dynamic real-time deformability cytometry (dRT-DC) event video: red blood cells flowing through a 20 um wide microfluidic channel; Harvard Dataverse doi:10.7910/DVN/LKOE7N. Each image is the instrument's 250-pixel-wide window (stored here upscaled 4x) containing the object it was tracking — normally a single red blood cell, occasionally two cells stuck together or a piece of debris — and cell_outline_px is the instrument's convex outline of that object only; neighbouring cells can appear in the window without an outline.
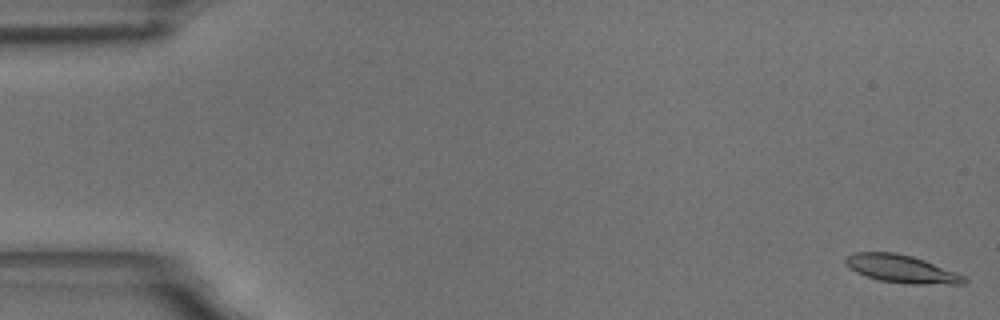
{"species": "common noctule bat (a hibernating species)", "species_latin": "Nyctalus noctula", "temperature_condition": "room temperature", "stored_images_in_passage": 60, "camera_frame_rate_fps": 3000, "um_per_image_px": 0.085, "animal": {"sex": "male", "body_mass_g": 18.8}, "frame": {"image": 1, "passage_image": 1, "time_ms": 0.0, "image_size_px": [1000, 320], "cell_outline_px": [[968, 280], [964, 284], [908, 284], [876, 280], [864, 276], [848, 268], [844, 264], [844, 260], [848, 256], [856, 252], [892, 252], [912, 256], [924, 260], [956, 272], [964, 276]], "centroid_in_image_um": [76.59, 22.87], "position_along_channel_um": 8.4, "area_um2": 19.36}}
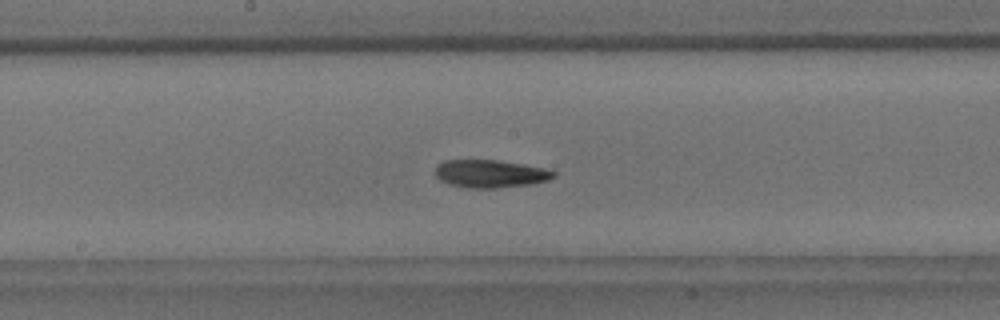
{"frame": {"image": 2, "passage_image": 31, "time_ms": 10.0, "image_size_px": [1000, 320], "cell_outline_px": [[556, 176], [548, 180], [532, 184], [496, 188], [468, 188], [448, 184], [440, 180], [436, 176], [436, 164], [444, 160], [496, 160], [524, 164], [544, 168], [556, 172]], "centroid_in_image_um": [41.67, 14.77], "position_along_channel_um": 206.5, "area_um2": 19.31}}
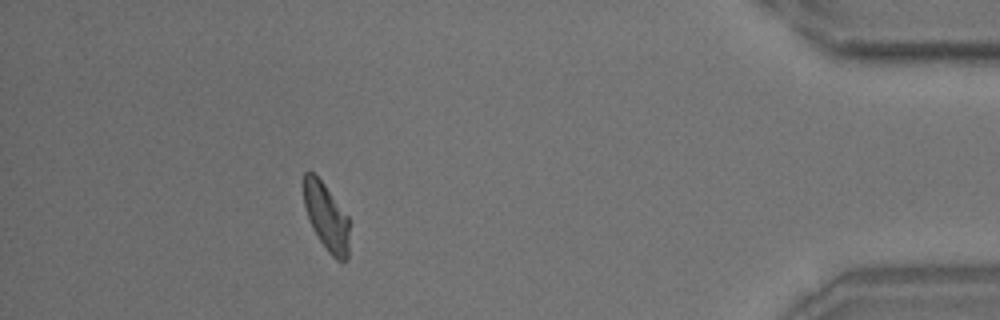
{"frame": {"image": 3, "passage_image": 53, "time_ms": 17.333, "image_size_px": [1000, 320], "cell_outline_px": [[348, 260], [336, 260], [328, 252], [312, 228], [304, 204], [300, 184], [304, 172], [312, 172], [324, 184], [348, 216]], "centroid_in_image_um": [27.69, 18.39], "position_along_channel_um": 407.5, "area_um2": 17.98}}